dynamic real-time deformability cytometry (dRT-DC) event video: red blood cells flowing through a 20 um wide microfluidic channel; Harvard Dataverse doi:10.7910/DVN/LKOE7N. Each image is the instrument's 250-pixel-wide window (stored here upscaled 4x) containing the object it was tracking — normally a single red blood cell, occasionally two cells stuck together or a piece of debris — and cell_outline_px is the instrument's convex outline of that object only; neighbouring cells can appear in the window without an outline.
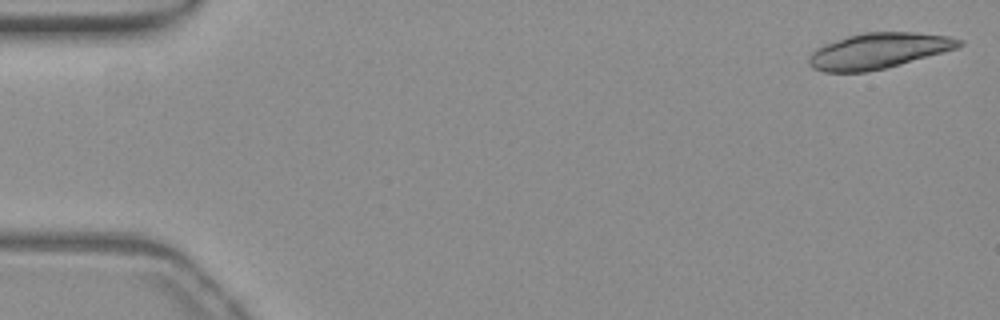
{"species": "common noctule bat (a hibernating species)", "species_latin": "Nyctalus noctula", "temperature_condition": "warm", "stored_images_in_passage": 18, "camera_frame_rate_fps": 3000, "um_per_image_px": 0.085, "animal": {"sex": "female", "body_mass_g": 19.3, "forearm_length_mm": 54.1}, "frame": {"image": 1, "passage_image": 1, "time_ms": 0.0, "image_size_px": [1000, 320], "cell_outline_px": [[964, 44], [956, 48], [884, 68], [864, 72], [824, 72], [812, 68], [808, 64], [808, 56], [816, 48], [824, 44], [848, 36], [864, 32], [916, 32], [948, 36], [964, 40]], "centroid_in_image_um": [74.63, 4.31], "position_along_channel_um": 10.4, "area_um2": 30.92}}